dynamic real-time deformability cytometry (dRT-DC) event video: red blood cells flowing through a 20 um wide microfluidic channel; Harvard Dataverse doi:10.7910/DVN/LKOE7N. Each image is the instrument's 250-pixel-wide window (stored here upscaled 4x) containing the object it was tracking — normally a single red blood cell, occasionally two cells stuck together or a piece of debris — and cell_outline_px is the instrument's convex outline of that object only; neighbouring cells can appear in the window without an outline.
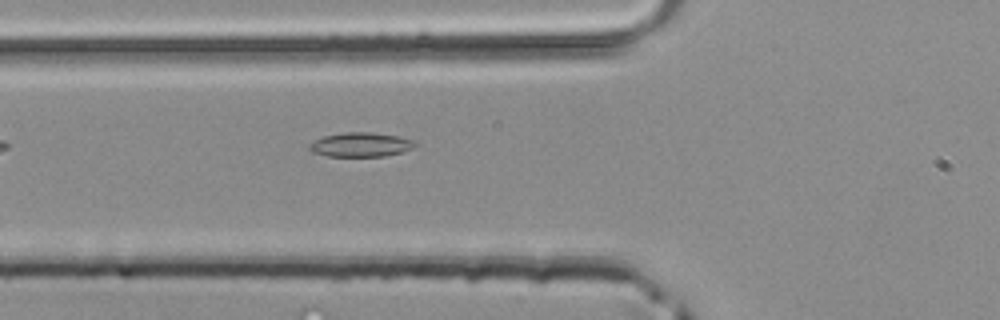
{"species": "common noctule bat (a hibernating species)", "species_latin": "Nyctalus noctula", "temperature_condition": "room temperature", "stored_images_in_passage": 12, "camera_frame_rate_fps": 3000, "um_per_image_px": 0.085, "animal": {"sex": "male", "body_mass_g": 20.4}, "frame": {"image": 1, "passage_image": 4, "time_ms": 1.0, "image_size_px": [1000, 320], "cell_outline_px": [[420, 144], [412, 148], [400, 152], [384, 156], [328, 156], [312, 152], [308, 148], [308, 144], [312, 140], [324, 136], [344, 132], [368, 132], [396, 136], [412, 140]], "centroid_in_image_um": [30.61, 12.29], "position_along_channel_um": 95.2, "area_um2": 14.91}}
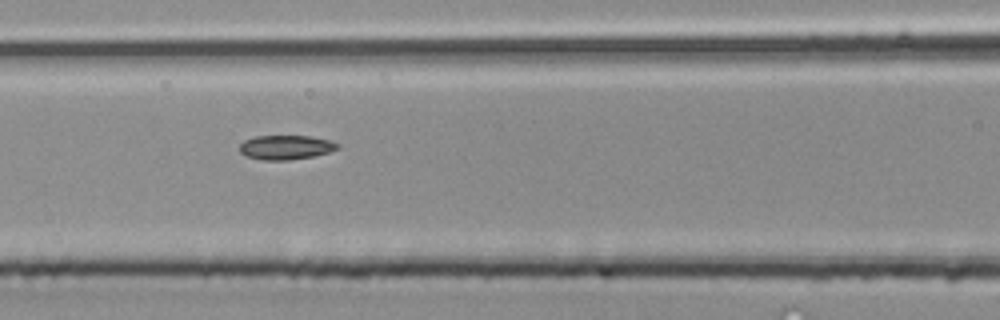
{"frame": {"image": 2, "passage_image": 7, "time_ms": 2.0, "image_size_px": [1000, 320], "cell_outline_px": [[340, 148], [316, 156], [288, 160], [264, 160], [244, 156], [240, 152], [240, 144], [244, 140], [256, 136], [312, 136], [328, 140], [340, 144]], "centroid_in_image_um": [24.3, 12.52], "position_along_channel_um": 142.3, "area_um2": 13.99}}
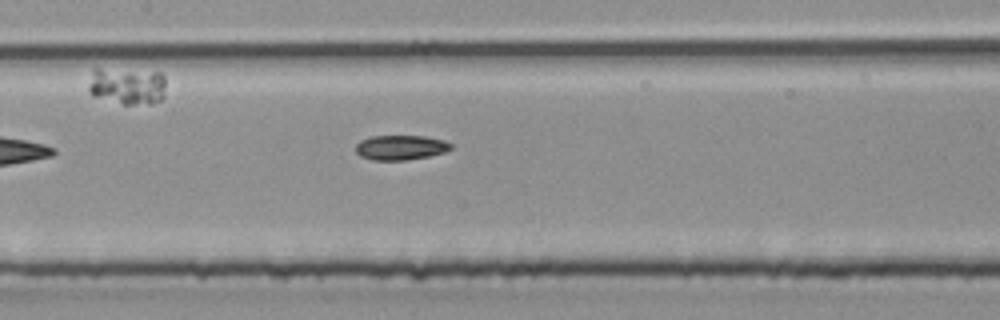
{"frame": {"image": 3, "passage_image": 9, "time_ms": 2.667, "image_size_px": [1000, 320], "cell_outline_px": [[452, 148], [444, 152], [428, 156], [404, 160], [372, 160], [360, 156], [356, 152], [356, 144], [360, 140], [372, 136], [424, 136], [444, 140], [452, 144]], "centroid_in_image_um": [34.04, 12.53], "position_along_channel_um": 173.4, "area_um2": 13.7}}